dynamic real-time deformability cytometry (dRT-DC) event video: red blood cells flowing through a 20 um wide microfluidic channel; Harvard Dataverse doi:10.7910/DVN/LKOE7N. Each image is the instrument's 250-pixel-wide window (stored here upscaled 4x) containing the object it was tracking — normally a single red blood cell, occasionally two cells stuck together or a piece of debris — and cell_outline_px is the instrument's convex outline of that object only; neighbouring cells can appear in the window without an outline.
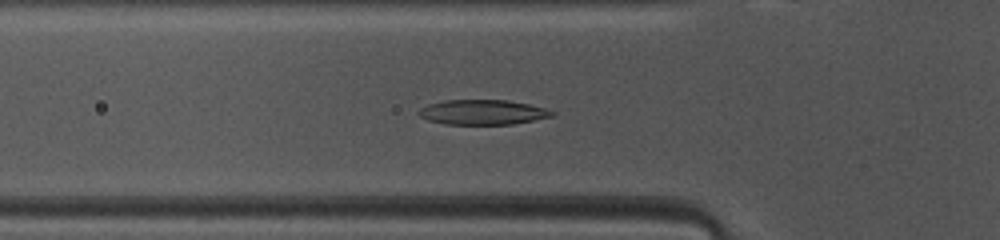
{"species": "common noctule bat (a hibernating species)", "species_latin": "Nyctalus noctula", "temperature_condition": "warm", "stored_images_in_passage": 40, "camera_frame_rate_fps": 3000, "um_per_image_px": 0.085, "animal": {"sex": "female", "body_mass_g": 10.0, "forearm_length_mm": 53.1}, "frame": {"image": 1, "passage_image": 7, "time_ms": 2.0, "image_size_px": [1000, 240], "cell_outline_px": [[556, 116], [512, 124], [444, 124], [428, 120], [420, 116], [416, 112], [420, 108], [428, 104], [444, 100], [508, 100], [528, 104], [544, 108], [556, 112]], "centroid_in_image_um": [41.03, 9.53], "position_along_channel_um": 84.8, "area_um2": 19.42}}
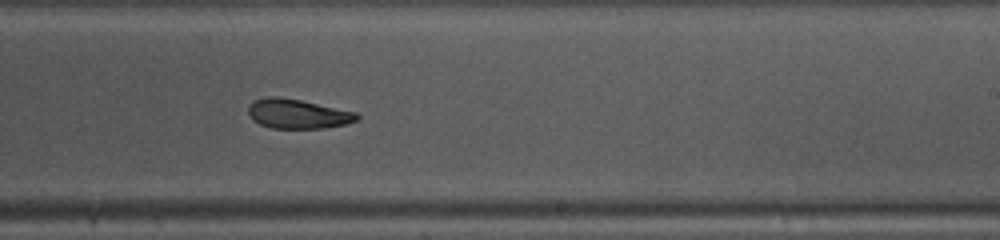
{"frame": {"image": 2, "passage_image": 20, "time_ms": 6.333, "image_size_px": [1000, 240], "cell_outline_px": [[360, 120], [344, 124], [324, 128], [272, 128], [260, 124], [252, 120], [248, 112], [248, 104], [256, 100], [268, 96], [276, 96], [300, 100], [356, 112], [360, 116]], "centroid_in_image_um": [25.3, 9.68], "position_along_channel_um": 263.7, "area_um2": 18.61}}
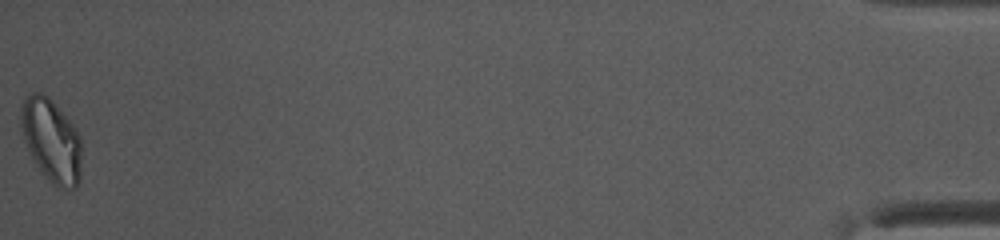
{"frame": {"image": 3, "passage_image": 40, "time_ms": 13.0, "image_size_px": [1000, 240], "cell_outline_px": [[80, 180], [76, 188], [60, 188], [52, 184], [28, 152], [20, 128], [20, 108], [24, 96], [32, 92], [40, 92], [48, 96], [52, 100], [76, 128], [80, 136]], "centroid_in_image_um": [4.34, 11.9], "position_along_channel_um": 430.9, "area_um2": 29.48}, "authors_computed_cell_mechanics": {"area_um2": 19.6231, "velocity_mm_per_s": 4.1083, "shape_relaxation_time_tau1_ms": 8.8938, "shape_relaxation_time_tau2_ms": 7.7727, "deformation_change_tau1": 0.2262, "deformation_change_tau2": 0.1353}}